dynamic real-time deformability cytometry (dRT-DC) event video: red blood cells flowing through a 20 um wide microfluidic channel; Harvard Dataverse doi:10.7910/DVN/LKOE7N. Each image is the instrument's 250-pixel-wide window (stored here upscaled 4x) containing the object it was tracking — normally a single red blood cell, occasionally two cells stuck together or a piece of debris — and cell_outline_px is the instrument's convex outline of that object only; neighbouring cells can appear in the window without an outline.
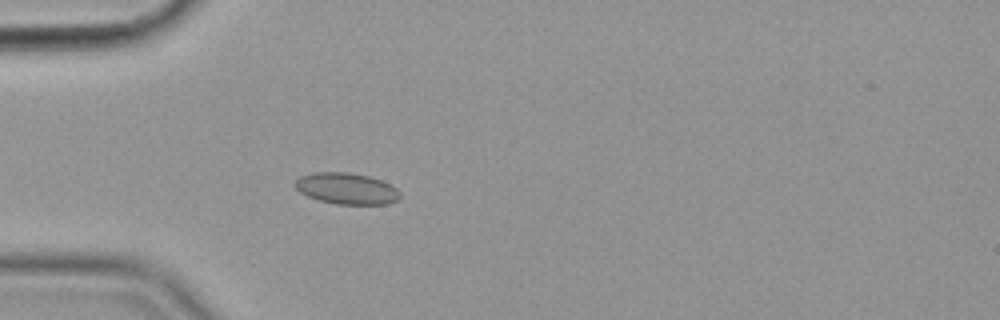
{"species": "common noctule bat (a hibernating species)", "species_latin": "Nyctalus noctula", "temperature_condition": "cold", "stored_images_in_passage": 43, "camera_frame_rate_fps": 3000, "um_per_image_px": 0.085, "animal": {"sex": "female", "body_mass_g": 19.9}, "frame": {"image": 1, "passage_image": 3, "time_ms": 0.667, "image_size_px": [1000, 320], "cell_outline_px": [[400, 200], [388, 204], [336, 204], [320, 200], [308, 196], [300, 192], [292, 184], [300, 176], [312, 172], [348, 172], [368, 176], [380, 180], [396, 188], [400, 192]], "centroid_in_image_um": [29.45, 16.02], "position_along_channel_um": 55.6, "area_um2": 19.19}}
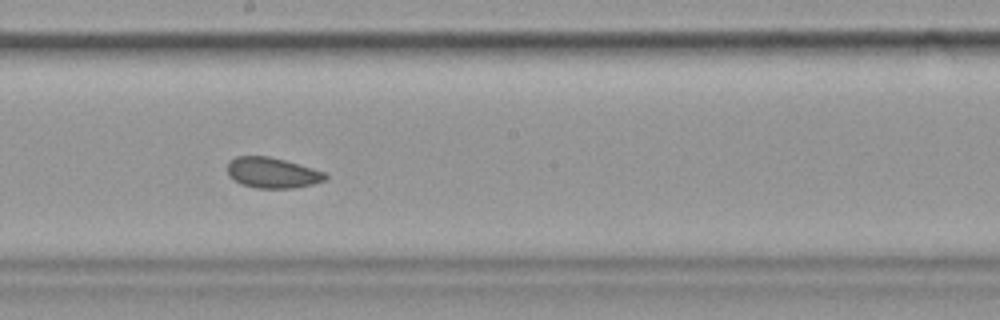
{"frame": {"image": 2, "passage_image": 18, "time_ms": 5.667, "image_size_px": [1000, 320], "cell_outline_px": [[328, 176], [324, 180], [312, 184], [292, 188], [256, 188], [240, 184], [228, 176], [228, 164], [236, 156], [268, 156], [284, 160], [312, 168], [324, 172]], "centroid_in_image_um": [23.12, 14.69], "position_along_channel_um": 225.1, "area_um2": 17.28}}
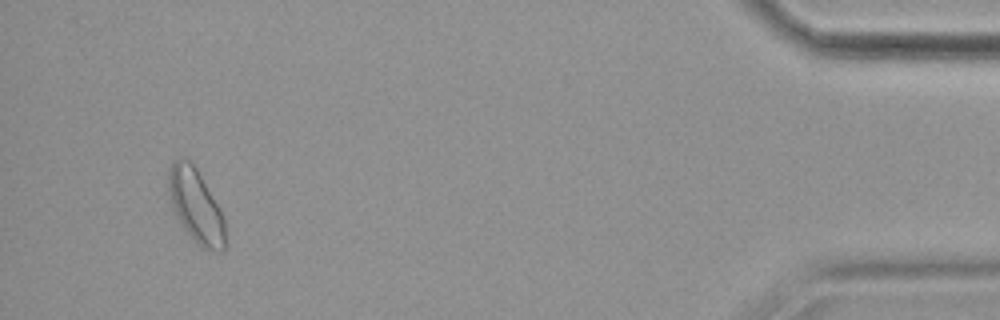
{"frame": {"image": 3, "passage_image": 40, "time_ms": 13.0, "image_size_px": [1000, 320], "cell_outline_px": [[228, 244], [224, 252], [220, 252], [200, 248], [180, 224], [172, 204], [168, 188], [168, 168], [172, 160], [180, 156], [184, 156], [196, 168], [224, 216]], "centroid_in_image_um": [16.68, 17.54], "position_along_channel_um": 418.5, "area_um2": 24.8}, "authors_computed_cell_mechanics": {"area_um2": 18.1492, "velocity_mm_per_s": 3.5639, "shape_relaxation_time_tau1_ms": null, "shape_relaxation_time_tau2_ms": 3.0099, "deformation_change_tau1": null, "deformation_change_tau2": 0.0438}}